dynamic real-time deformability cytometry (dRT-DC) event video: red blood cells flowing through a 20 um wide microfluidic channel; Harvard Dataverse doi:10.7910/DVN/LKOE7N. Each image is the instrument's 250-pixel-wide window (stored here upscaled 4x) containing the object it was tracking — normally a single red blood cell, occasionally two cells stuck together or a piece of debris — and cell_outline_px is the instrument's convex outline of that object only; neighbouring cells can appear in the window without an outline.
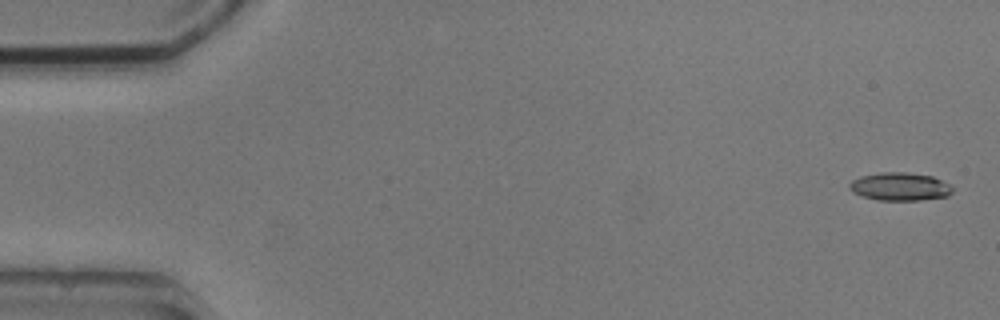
{"species": "common noctule bat (a hibernating species)", "species_latin": "Nyctalus noctula", "temperature_condition": "cold", "stored_images_in_passage": 5, "segment_of_instrument_passage": [1, 2], "camera_frame_rate_fps": 3000, "um_per_image_px": 0.085, "animal": {"sex": "male", "body_mass_g": 20.5, "forearm_length_mm": 52.5}, "frame": {"image": 1, "passage_image": 1, "time_ms": 0.0, "image_size_px": [1000, 320], "cell_outline_px": [[952, 192], [948, 196], [920, 200], [876, 200], [852, 192], [848, 188], [848, 184], [852, 180], [860, 176], [880, 172], [904, 172], [932, 176], [952, 184]], "centroid_in_image_um": [76.49, 15.85], "position_along_channel_um": 8.5, "area_um2": 16.99}}
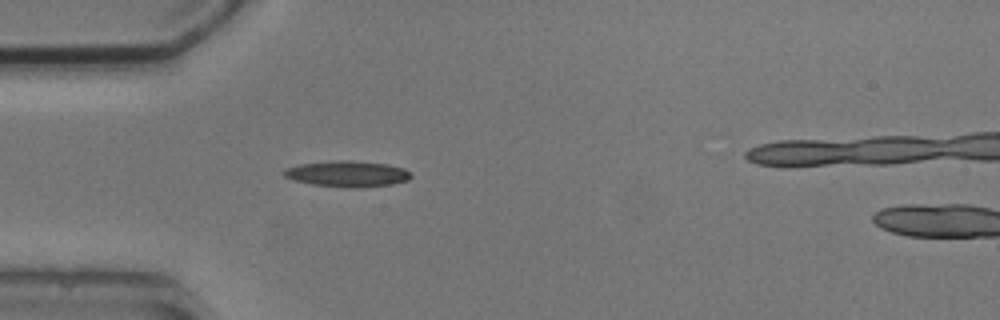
{"frame": {"image": 2, "passage_image": 4, "time_ms": 4.667, "image_size_px": [1000, 320], "cell_outline_px": [[412, 176], [408, 180], [392, 184], [360, 188], [344, 188], [312, 184], [296, 180], [284, 176], [280, 172], [284, 168], [300, 164], [332, 160], [352, 160], [388, 164], [404, 168], [412, 172]], "centroid_in_image_um": [29.53, 14.77], "position_along_channel_um": 55.5, "area_um2": 19.59}}